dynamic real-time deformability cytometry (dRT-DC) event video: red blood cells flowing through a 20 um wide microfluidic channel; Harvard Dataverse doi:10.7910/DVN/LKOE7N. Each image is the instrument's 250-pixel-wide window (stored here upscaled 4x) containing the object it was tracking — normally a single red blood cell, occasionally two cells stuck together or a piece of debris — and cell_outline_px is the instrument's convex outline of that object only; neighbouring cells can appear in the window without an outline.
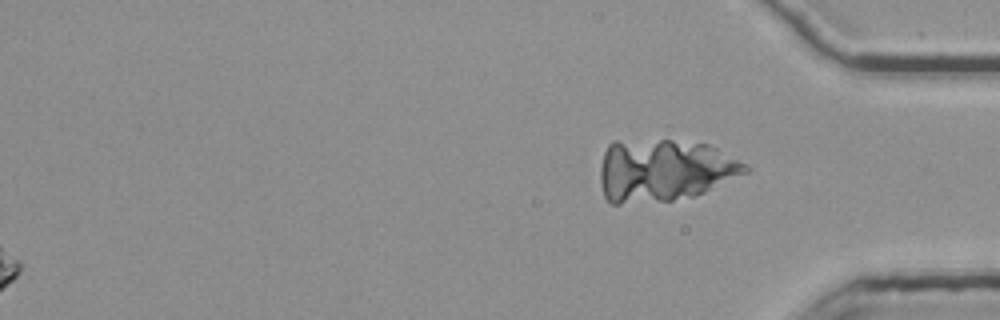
{"species": "common noctule bat (a hibernating species)", "species_latin": "Nyctalus noctula", "temperature_condition": "room temperature", "stored_images_in_passage": 47, "segment_of_instrument_passage": [2, 2], "camera_frame_rate_fps": 3000, "um_per_image_px": 0.085, "animal": {"sex": "female", "body_mass_g": 25.1}, "frame": {"image": 1, "passage_image": 47, "time_ms": 15.333, "image_size_px": [1000, 320], "cell_outline_px": [[748, 172], [704, 192], [692, 196], [672, 200], [620, 204], [612, 204], [604, 196], [600, 184], [600, 168], [604, 152], [608, 144], [612, 140], [672, 140], [708, 144], [748, 164]], "centroid_in_image_um": [56.41, 14.46], "position_along_channel_um": 378.8, "area_um2": 52.89}}